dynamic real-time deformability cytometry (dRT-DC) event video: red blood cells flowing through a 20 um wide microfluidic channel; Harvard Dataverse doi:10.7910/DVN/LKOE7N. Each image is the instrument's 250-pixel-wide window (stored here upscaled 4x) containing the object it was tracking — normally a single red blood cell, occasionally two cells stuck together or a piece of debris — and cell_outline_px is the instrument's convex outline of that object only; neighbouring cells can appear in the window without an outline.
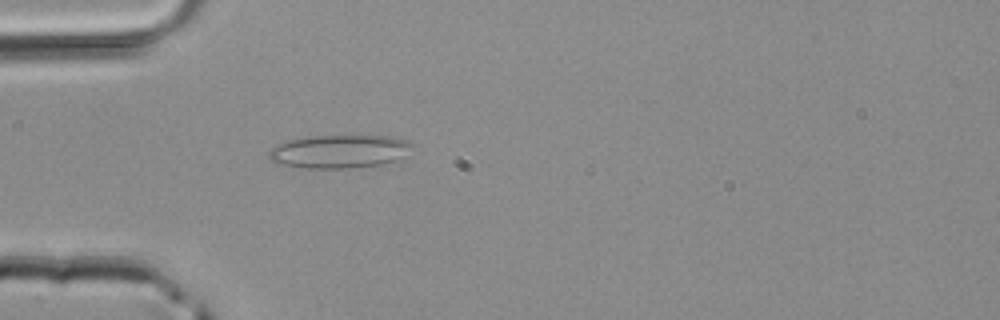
{"species": "common noctule bat (a hibernating species)", "species_latin": "Nyctalus noctula", "temperature_condition": "room temperature", "stored_images_in_passage": 4, "camera_frame_rate_fps": 3000, "um_per_image_px": 0.085, "animal": {"sex": "male", "body_mass_g": 20.4}, "frame": {"image": 1, "passage_image": 4, "time_ms": 1.0, "image_size_px": [1000, 320], "cell_outline_px": [[412, 144], [404, 156], [400, 160], [380, 164], [348, 168], [308, 168], [280, 164], [272, 160], [268, 156], [268, 152], [272, 148], [288, 140], [308, 136], [392, 136], [408, 140]], "centroid_in_image_um": [28.86, 12.87], "position_along_channel_um": 56.1, "area_um2": 27.57}}